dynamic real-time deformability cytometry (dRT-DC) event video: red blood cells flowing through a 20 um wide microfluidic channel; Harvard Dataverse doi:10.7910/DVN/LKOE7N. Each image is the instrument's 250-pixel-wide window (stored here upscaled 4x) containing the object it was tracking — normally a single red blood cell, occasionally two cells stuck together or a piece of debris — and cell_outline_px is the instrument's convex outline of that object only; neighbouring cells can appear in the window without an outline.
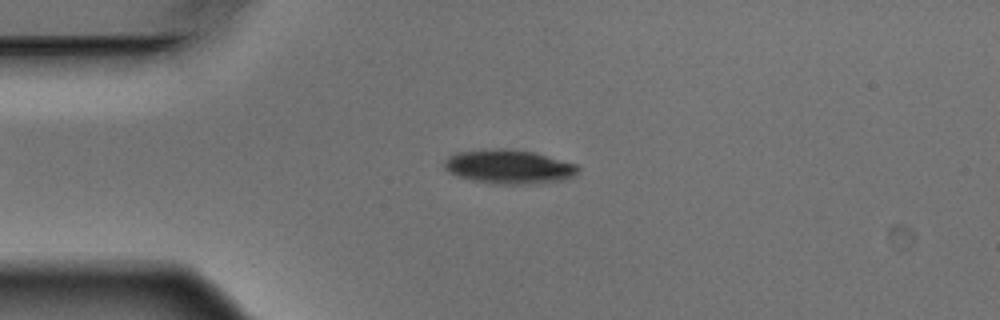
{"species": "Egyptian fruit bat (a non-hibernating species)", "species_latin": "Rousettus aegyptiacus", "temperature_condition": "warm", "stored_images_in_passage": 3, "camera_frame_rate_fps": 3000, "um_per_image_px": 0.085, "animal": {"sex": "male"}, "frame": {"image": 1, "passage_image": 3, "time_ms": 0.667, "image_size_px": [1000, 320], "cell_outline_px": [[580, 168], [572, 176], [564, 180], [536, 184], [496, 184], [472, 180], [448, 172], [444, 168], [444, 160], [448, 156], [456, 152], [532, 152], [576, 164]], "centroid_in_image_um": [43.28, 14.24], "position_along_channel_um": 41.7, "area_um2": 25.26}}